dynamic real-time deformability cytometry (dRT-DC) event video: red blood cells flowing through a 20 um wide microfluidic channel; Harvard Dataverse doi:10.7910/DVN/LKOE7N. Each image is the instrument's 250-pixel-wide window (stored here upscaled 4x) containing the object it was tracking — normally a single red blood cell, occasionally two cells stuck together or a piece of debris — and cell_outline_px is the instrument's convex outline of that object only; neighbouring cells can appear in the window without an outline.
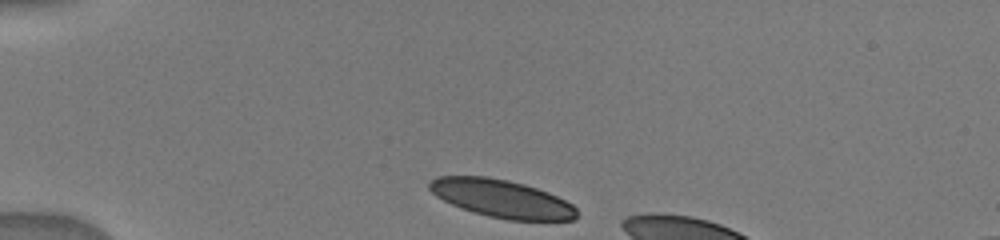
{"species": "human", "species_latin": "Homo sapiens", "temperature_condition": "warm", "stored_images_in_passage": 9, "segment_of_instrument_passage": [1, 2], "camera_frame_rate_fps": 3000, "um_per_image_px": 0.085, "donor": {"sex": "male"}, "frame": {"image": 1, "passage_image": 1, "time_ms": 0.0, "image_size_px": [1000, 240], "cell_outline_px": [[576, 220], [508, 220], [488, 216], [472, 212], [460, 208], [436, 196], [428, 188], [428, 184], [436, 176], [488, 176], [508, 180], [524, 184], [548, 192], [572, 204], [576, 208]], "centroid_in_image_um": [42.62, 16.88], "position_along_channel_um": 42.4, "area_um2": 32.48}}
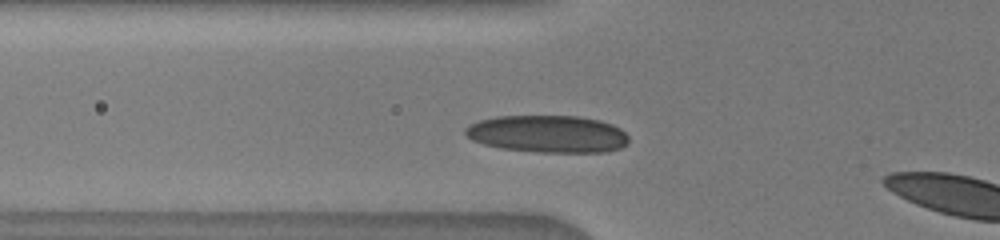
{"frame": {"image": 2, "passage_image": 7, "time_ms": 2.0, "image_size_px": [1000, 240], "cell_outline_px": [[628, 144], [620, 148], [608, 152], [536, 152], [500, 148], [484, 144], [472, 140], [464, 132], [464, 128], [480, 120], [496, 116], [580, 116], [600, 120], [612, 124], [620, 128], [628, 136]], "centroid_in_image_um": [46.59, 11.39], "position_along_channel_um": 79.2, "area_um2": 35.66}}